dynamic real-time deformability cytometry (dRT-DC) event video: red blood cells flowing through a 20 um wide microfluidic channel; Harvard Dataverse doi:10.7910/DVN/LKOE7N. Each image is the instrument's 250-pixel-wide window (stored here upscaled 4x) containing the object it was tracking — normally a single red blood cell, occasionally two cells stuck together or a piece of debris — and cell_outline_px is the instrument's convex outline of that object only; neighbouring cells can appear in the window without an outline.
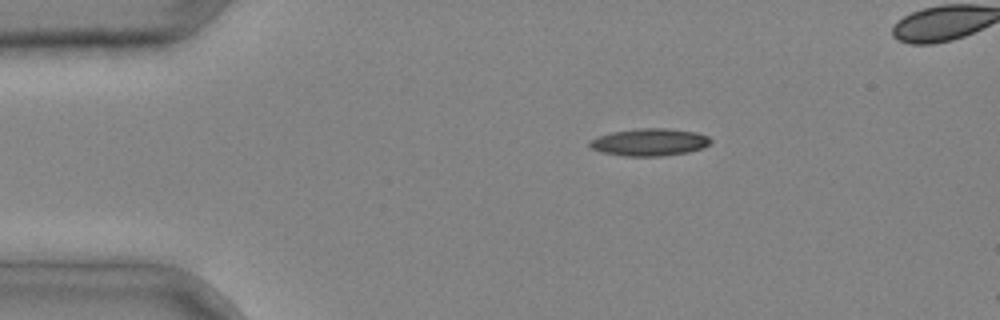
{"species": "common noctule bat (a hibernating species)", "species_latin": "Nyctalus noctula", "temperature_condition": "cold", "stored_images_in_passage": 3, "camera_frame_rate_fps": 3000, "um_per_image_px": 0.085, "animal": {"sex": "male", "body_mass_g": 20.4}, "frame": {"image": 1, "passage_image": 1, "time_ms": 0.0, "image_size_px": [1000, 320], "cell_outline_px": [[712, 140], [704, 148], [688, 152], [660, 156], [624, 156], [600, 152], [592, 148], [588, 144], [592, 140], [600, 136], [612, 132], [636, 128], [668, 128], [696, 132], [708, 136]], "centroid_in_image_um": [55.23, 12.08], "position_along_channel_um": 29.8, "area_um2": 19.25}}